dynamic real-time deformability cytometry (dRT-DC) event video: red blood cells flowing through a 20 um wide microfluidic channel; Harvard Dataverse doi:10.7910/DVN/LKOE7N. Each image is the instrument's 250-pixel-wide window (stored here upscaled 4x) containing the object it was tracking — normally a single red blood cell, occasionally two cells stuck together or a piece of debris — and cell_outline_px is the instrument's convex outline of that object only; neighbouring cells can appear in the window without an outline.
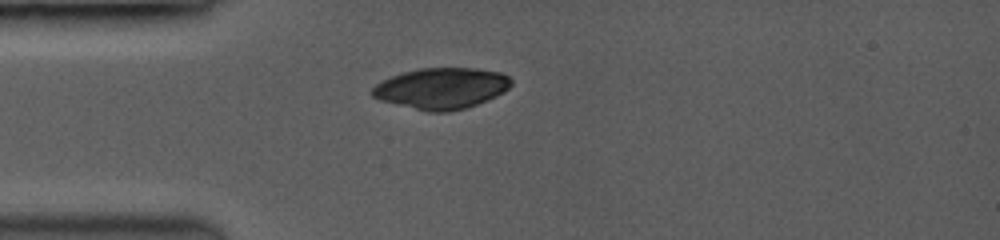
{"species": "common noctule bat (a hibernating species)", "species_latin": "Nyctalus noctula", "temperature_condition": "room temperature", "stored_images_in_passage": 9, "camera_frame_rate_fps": 3500, "um_per_image_px": 0.085, "animal": {"sex": "female", "body_mass_g": 19.0, "forearm_length_mm": 53.3}, "frame": {"image": 1, "passage_image": 1, "time_ms": 0.0, "image_size_px": [1000, 240], "cell_outline_px": [[512, 84], [508, 88], [476, 104], [464, 108], [448, 112], [428, 112], [380, 100], [372, 96], [372, 88], [376, 84], [392, 76], [404, 72], [420, 68], [472, 68], [500, 72], [508, 76], [512, 80]], "centroid_in_image_um": [37.5, 7.5], "position_along_channel_um": 47.5, "area_um2": 32.71}}